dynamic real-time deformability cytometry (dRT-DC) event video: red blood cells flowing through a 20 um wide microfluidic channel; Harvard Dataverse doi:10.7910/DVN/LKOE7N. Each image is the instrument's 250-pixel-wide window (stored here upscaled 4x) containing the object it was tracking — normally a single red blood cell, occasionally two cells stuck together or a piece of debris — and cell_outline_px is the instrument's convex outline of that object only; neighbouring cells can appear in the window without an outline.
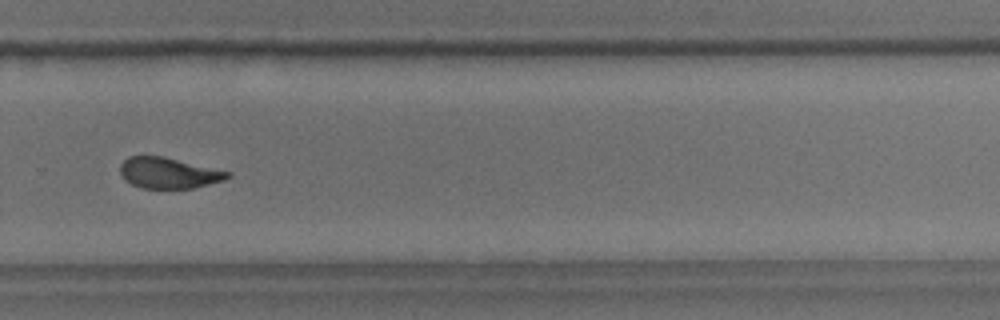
{"species": "common noctule bat (a hibernating species)", "species_latin": "Nyctalus noctula", "temperature_condition": "room temperature", "stored_images_in_passage": 43, "camera_frame_rate_fps": 3000, "um_per_image_px": 0.085, "animal": {"sex": "male", "body_mass_g": 18.8}, "frame": {"image": 1, "passage_image": 25, "time_ms": 8.0, "image_size_px": [1000, 320], "cell_outline_px": [[232, 176], [224, 180], [192, 188], [140, 188], [124, 180], [120, 172], [120, 164], [128, 156], [164, 156], [232, 172]], "centroid_in_image_um": [14.33, 14.69], "position_along_channel_um": 315.5, "area_um2": 19.42}}
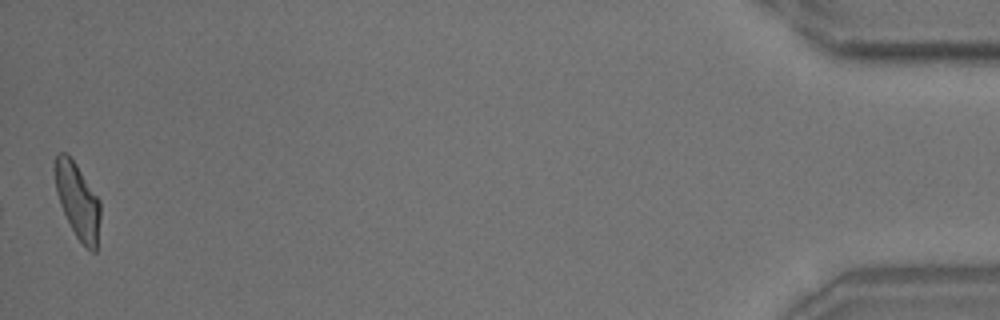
{"frame": {"image": 2, "passage_image": 43, "time_ms": 14.0, "image_size_px": [1000, 320], "cell_outline_px": [[100, 220], [96, 252], [92, 252], [76, 236], [60, 204], [56, 192], [52, 168], [56, 156], [60, 152], [64, 152], [76, 164], [100, 200]], "centroid_in_image_um": [6.58, 17.03], "position_along_channel_um": 428.6, "area_um2": 19.88}, "authors_computed_cell_mechanics": {"area_um2": 20.6346, "velocity_mm_per_s": 3.4242, "shape_relaxation_time_tau1_ms": 10.1692, "shape_relaxation_time_tau2_ms": 1.8412, "deformation_change_tau1": 0.2424, "deformation_change_tau2": 0.0903}}